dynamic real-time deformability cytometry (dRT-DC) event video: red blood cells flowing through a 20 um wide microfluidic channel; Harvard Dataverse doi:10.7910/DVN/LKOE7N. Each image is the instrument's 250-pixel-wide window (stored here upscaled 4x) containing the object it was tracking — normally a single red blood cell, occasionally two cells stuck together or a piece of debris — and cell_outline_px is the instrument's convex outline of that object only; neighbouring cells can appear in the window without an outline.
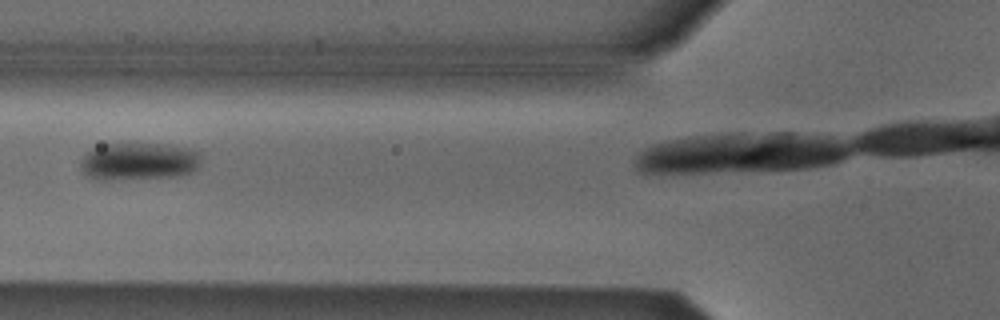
{"species": "Egyptian fruit bat (a non-hibernating species)", "species_latin": "Rousettus aegyptiacus", "temperature_condition": "cold", "stored_images_in_passage": 3, "camera_frame_rate_fps": 3000, "um_per_image_px": 0.085, "animal": {"sex": "male"}, "frame": {"image": 1, "passage_image": 2, "time_ms": 1.0, "image_size_px": [1000, 320], "cell_outline_px": [[200, 168], [192, 172], [176, 176], [108, 180], [96, 180], [88, 176], [80, 168], [80, 160], [92, 148], [104, 144], [164, 144], [188, 148], [200, 152]], "centroid_in_image_um": [11.8, 13.72], "position_along_channel_um": 114.0, "area_um2": 26.47}}